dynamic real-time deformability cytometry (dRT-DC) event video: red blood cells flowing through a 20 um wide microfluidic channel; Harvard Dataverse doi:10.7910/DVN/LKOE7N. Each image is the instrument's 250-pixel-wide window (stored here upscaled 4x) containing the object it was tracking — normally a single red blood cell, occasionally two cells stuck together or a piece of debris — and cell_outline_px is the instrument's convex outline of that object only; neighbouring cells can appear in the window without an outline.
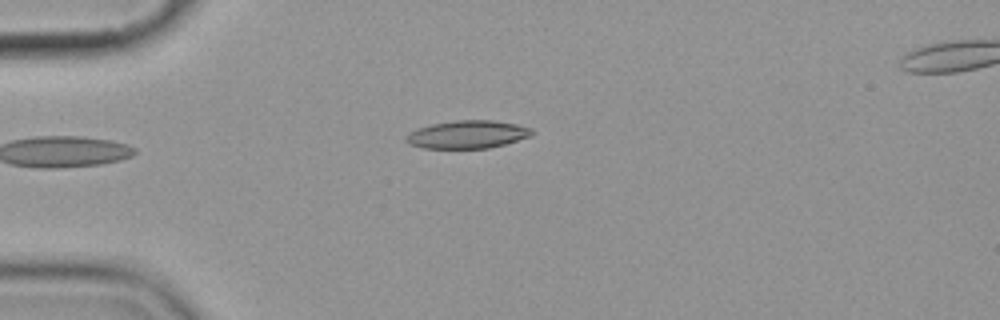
{"species": "common noctule bat (a hibernating species)", "species_latin": "Nyctalus noctula", "temperature_condition": "cold", "stored_images_in_passage": 13, "camera_frame_rate_fps": 3000, "um_per_image_px": 0.085, "animal": {"sex": "female", "body_mass_g": 19.9}, "frame": {"image": 1, "passage_image": 1, "time_ms": 0.0, "image_size_px": [1000, 320], "cell_outline_px": [[532, 136], [504, 144], [488, 148], [424, 148], [412, 144], [404, 140], [404, 136], [408, 132], [416, 128], [432, 124], [456, 120], [492, 120], [516, 124], [532, 128]], "centroid_in_image_um": [39.71, 11.42], "position_along_channel_um": 45.3, "area_um2": 20.46}}
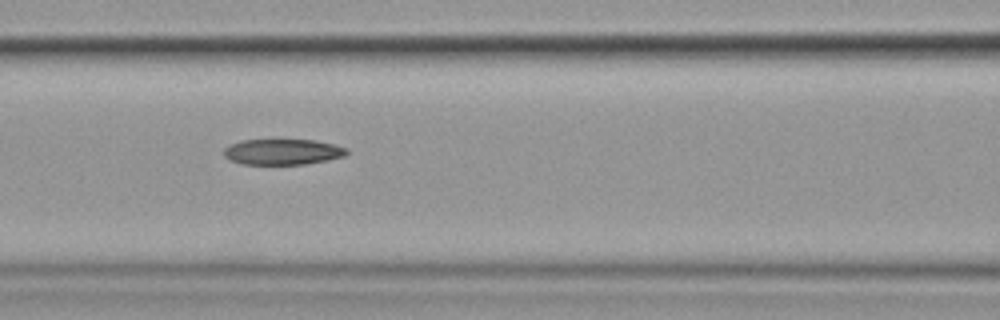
{"frame": {"image": 2, "passage_image": 4, "time_ms": 3.333, "image_size_px": [1000, 320], "cell_outline_px": [[348, 152], [344, 156], [328, 160], [304, 164], [240, 164], [224, 156], [224, 148], [228, 144], [240, 140], [316, 140], [348, 148]], "centroid_in_image_um": [24.01, 12.9], "position_along_channel_um": 142.6, "area_um2": 18.44}}
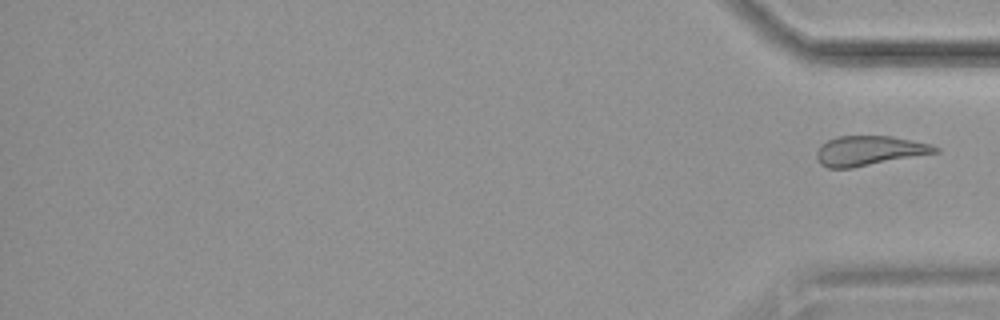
{"frame": {"image": 3, "passage_image": 13, "time_ms": 15.0, "image_size_px": [1000, 320], "cell_outline_px": [[940, 152], [852, 168], [828, 168], [820, 164], [816, 160], [816, 152], [820, 144], [836, 136], [892, 136], [932, 144], [940, 148]], "centroid_in_image_um": [73.87, 12.81], "position_along_channel_um": 361.3, "area_um2": 20.75}}